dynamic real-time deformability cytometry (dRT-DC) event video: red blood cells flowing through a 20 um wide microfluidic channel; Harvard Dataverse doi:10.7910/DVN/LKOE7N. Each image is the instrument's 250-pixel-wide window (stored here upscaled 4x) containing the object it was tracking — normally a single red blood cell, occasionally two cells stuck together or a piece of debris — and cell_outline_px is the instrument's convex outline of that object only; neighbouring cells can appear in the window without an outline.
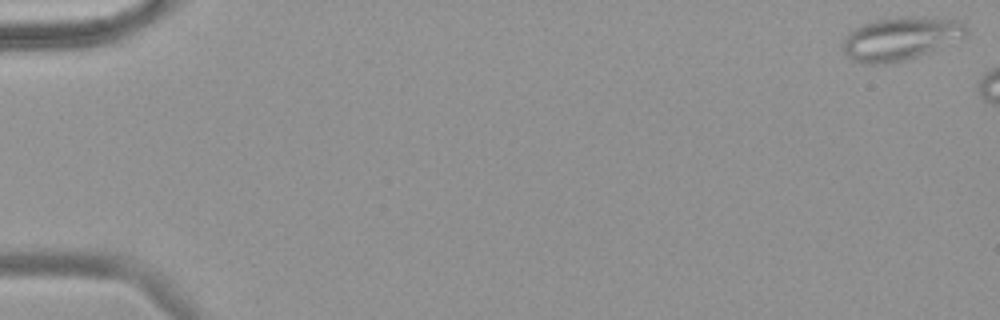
{"species": "common noctule bat (a hibernating species)", "species_latin": "Nyctalus noctula", "temperature_condition": "warm", "stored_images_in_passage": 7, "camera_frame_rate_fps": 3000, "um_per_image_px": 0.085, "animal": {"sex": "female", "body_mass_g": 18.4}, "frame": {"image": 1, "passage_image": 1, "time_ms": 0.0, "image_size_px": [1000, 320], "cell_outline_px": [[968, 36], [908, 60], [884, 64], [860, 64], [852, 60], [840, 48], [840, 44], [844, 36], [848, 32], [860, 24], [876, 20], [904, 16], [920, 16], [960, 20], [964, 24], [968, 32]], "centroid_in_image_um": [76.5, 3.28], "position_along_channel_um": 8.5, "area_um2": 31.67}}